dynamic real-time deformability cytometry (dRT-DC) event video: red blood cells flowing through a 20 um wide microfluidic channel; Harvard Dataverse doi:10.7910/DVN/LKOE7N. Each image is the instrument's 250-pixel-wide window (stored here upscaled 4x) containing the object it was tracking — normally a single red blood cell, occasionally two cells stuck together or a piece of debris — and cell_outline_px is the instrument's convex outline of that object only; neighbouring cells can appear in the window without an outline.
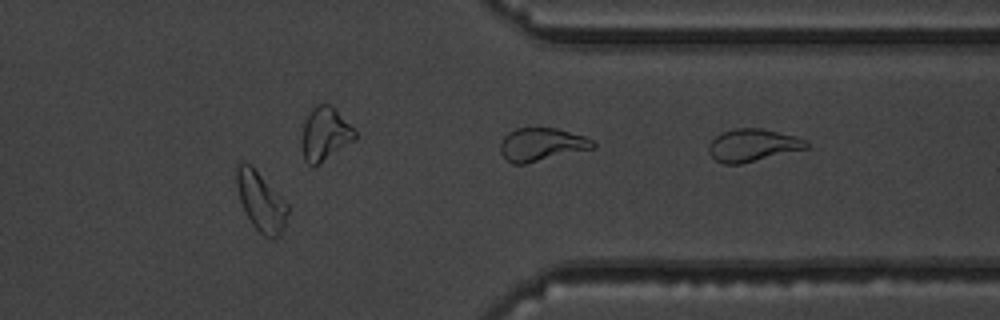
{"species": "common noctule bat (a hibernating species)", "species_latin": "Nyctalus noctula", "temperature_condition": "warm", "stored_images_in_passage": 40, "camera_frame_rate_fps": 3000, "um_per_image_px": 0.085, "animal": {"sex": "male", "body_mass_g": 19.5, "forearm_length_mm": 54.6}, "frame": {"image": 1, "passage_image": 29, "time_ms": 9.333, "image_size_px": [1000, 320], "cell_outline_px": [[288, 212], [280, 236], [272, 240], [264, 236], [252, 224], [240, 200], [236, 184], [236, 164], [240, 160], [244, 160], [252, 164], [288, 204]], "centroid_in_image_um": [22.16, 17.07], "position_along_channel_um": 389.2, "area_um2": 17.8}, "authors_computed_cell_mechanics": {"area_um2": 16.7042, "velocity_mm_per_s": 3.8286, "shape_relaxation_time_tau1_ms": null, "shape_relaxation_time_tau2_ms": 3.0241, "deformation_change_tau1": null, "deformation_change_tau2": 0.0706}}